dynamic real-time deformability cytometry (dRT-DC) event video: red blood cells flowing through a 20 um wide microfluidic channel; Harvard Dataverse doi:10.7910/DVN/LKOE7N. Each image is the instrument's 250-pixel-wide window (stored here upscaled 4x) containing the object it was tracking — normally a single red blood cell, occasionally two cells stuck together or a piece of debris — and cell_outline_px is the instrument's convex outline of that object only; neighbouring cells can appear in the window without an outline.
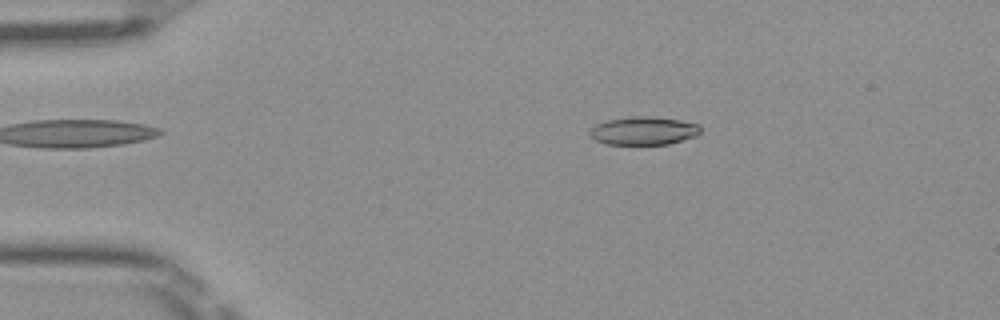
{"species": "Egyptian fruit bat (a non-hibernating species)", "species_latin": "Rousettus aegyptiacus", "temperature_condition": "room temperature", "stored_images_in_passage": 50, "camera_frame_rate_fps": 3000, "um_per_image_px": 0.085, "frame": {"image": 1, "passage_image": 9, "time_ms": 2.667, "image_size_px": [1000, 320], "cell_outline_px": [[700, 132], [696, 136], [668, 144], [608, 144], [596, 140], [588, 132], [596, 124], [608, 120], [636, 116], [652, 116], [680, 120], [700, 124]], "centroid_in_image_um": [54.74, 11.11], "position_along_channel_um": 30.3, "area_um2": 18.03}}
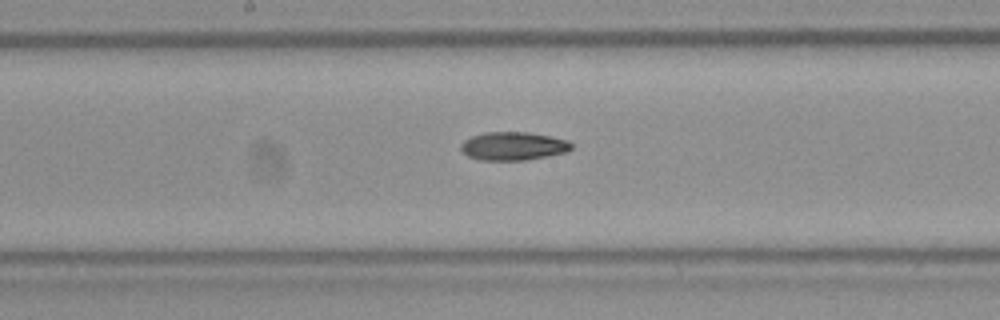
{"frame": {"image": 2, "passage_image": 26, "time_ms": 8.333, "image_size_px": [1000, 320], "cell_outline_px": [[572, 148], [568, 152], [528, 160], [480, 160], [468, 156], [460, 148], [460, 144], [464, 140], [472, 136], [484, 132], [528, 132], [552, 136], [568, 140], [572, 144]], "centroid_in_image_um": [43.65, 12.41], "position_along_channel_um": 204.5, "area_um2": 18.44}}
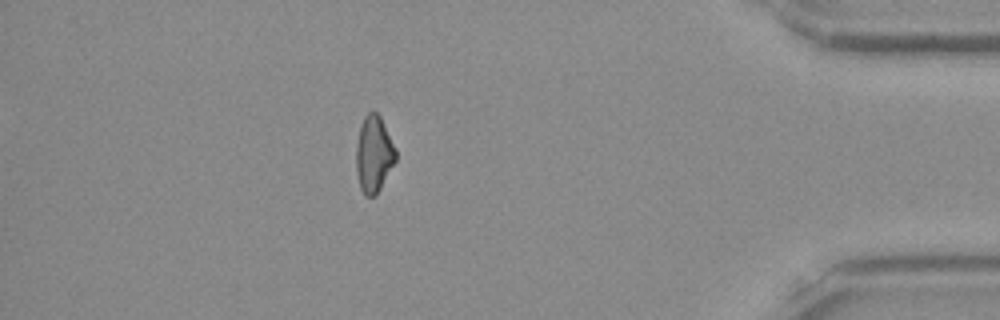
{"frame": {"image": 3, "passage_image": 44, "time_ms": 14.333, "image_size_px": [1000, 320], "cell_outline_px": [[396, 160], [376, 196], [364, 196], [360, 188], [356, 172], [356, 144], [360, 124], [364, 116], [368, 112], [376, 112], [380, 116], [396, 148]], "centroid_in_image_um": [31.76, 13.11], "position_along_channel_um": 403.4, "area_um2": 17.8}, "authors_computed_cell_mechanics": {"area_um2": 18.1492, "velocity_mm_per_s": 4.0246, "shape_relaxation_time_tau1_ms": null, "shape_relaxation_time_tau2_ms": 4.9571, "deformation_change_tau1": null, "deformation_change_tau2": 0.1345}}